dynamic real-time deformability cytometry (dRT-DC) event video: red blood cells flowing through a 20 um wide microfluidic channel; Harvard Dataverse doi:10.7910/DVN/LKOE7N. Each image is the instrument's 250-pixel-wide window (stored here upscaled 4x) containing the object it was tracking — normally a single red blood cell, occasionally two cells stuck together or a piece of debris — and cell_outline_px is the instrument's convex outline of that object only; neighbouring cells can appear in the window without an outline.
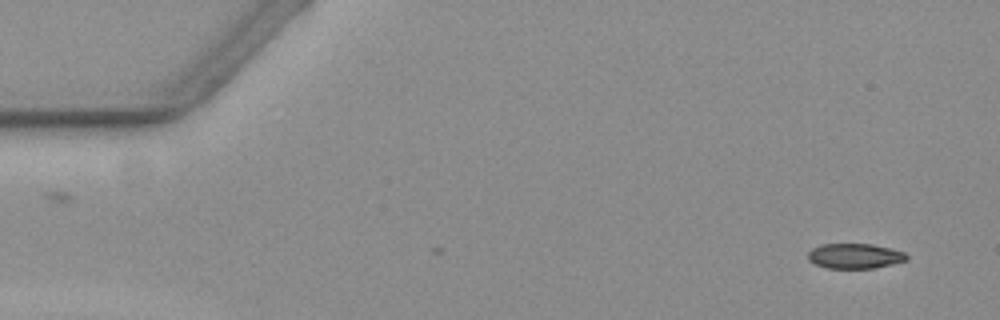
{"species": "common noctule bat (a hibernating species)", "species_latin": "Nyctalus noctula", "temperature_condition": "warm", "stored_images_in_passage": 12, "camera_frame_rate_fps": 3000, "um_per_image_px": 0.085, "animal": {"sex": "female", "body_mass_g": 19.3, "forearm_length_mm": 54.1}, "frame": {"image": 1, "passage_image": 1, "time_ms": 0.0, "image_size_px": [1000, 320], "cell_outline_px": [[908, 260], [892, 264], [872, 268], [828, 268], [816, 264], [808, 260], [808, 252], [812, 248], [824, 244], [872, 244], [904, 252], [908, 256]], "centroid_in_image_um": [72.66, 21.76], "position_along_channel_um": 12.3, "area_um2": 14.28}}